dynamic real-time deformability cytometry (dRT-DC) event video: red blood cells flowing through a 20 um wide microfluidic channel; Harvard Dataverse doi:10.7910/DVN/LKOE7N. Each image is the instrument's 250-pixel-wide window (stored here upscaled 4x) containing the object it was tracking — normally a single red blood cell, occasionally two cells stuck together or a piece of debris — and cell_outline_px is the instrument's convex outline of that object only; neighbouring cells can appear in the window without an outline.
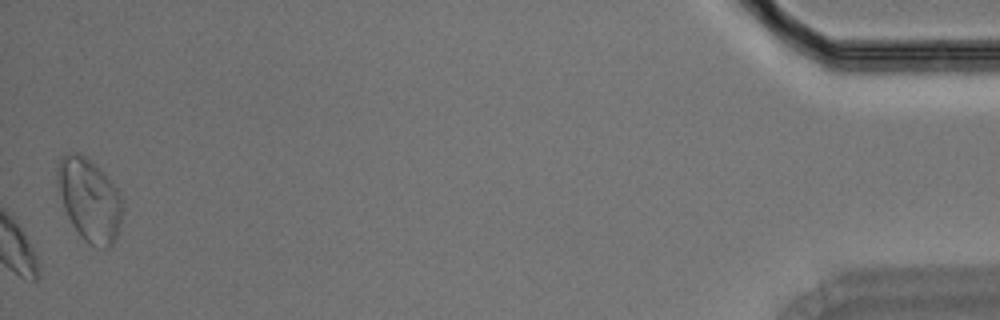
{"species": "Egyptian fruit bat (a non-hibernating species)", "species_latin": "Rousettus aegyptiacus", "temperature_condition": "room temperature", "stored_images_in_passage": 45, "camera_frame_rate_fps": 3000, "um_per_image_px": 0.085, "animal": {"sex": "male"}, "frame": {"image": 1, "passage_image": 45, "time_ms": 14.667, "image_size_px": [1000, 320], "cell_outline_px": [[120, 220], [116, 236], [112, 244], [108, 248], [104, 248], [88, 244], [80, 236], [72, 224], [64, 208], [56, 184], [56, 168], [60, 156], [72, 152], [80, 152], [100, 168], [104, 172], [116, 188], [120, 196]], "centroid_in_image_um": [7.54, 16.93], "position_along_channel_um": 427.7, "area_um2": 31.21}}